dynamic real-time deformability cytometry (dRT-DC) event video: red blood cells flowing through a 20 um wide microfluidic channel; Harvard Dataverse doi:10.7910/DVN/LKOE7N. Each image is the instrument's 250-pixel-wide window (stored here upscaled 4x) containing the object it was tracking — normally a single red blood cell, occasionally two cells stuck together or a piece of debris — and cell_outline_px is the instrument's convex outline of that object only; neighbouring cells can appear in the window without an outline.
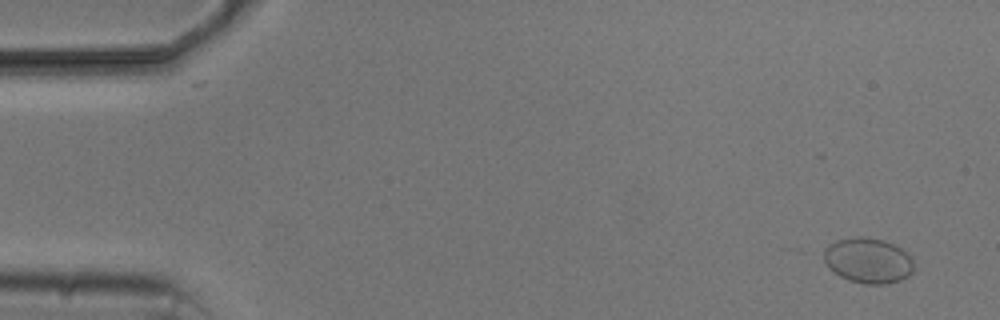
{"species": "common noctule bat (a hibernating species)", "species_latin": "Nyctalus noctula", "temperature_condition": "cold", "stored_images_in_passage": 4, "camera_frame_rate_fps": 3000, "um_per_image_px": 0.085, "animal": {"sex": "male", "body_mass_g": 20.5, "forearm_length_mm": 52.5}, "frame": {"image": 1, "passage_image": 1, "time_ms": 0.0, "image_size_px": [1000, 320], "cell_outline_px": [[912, 272], [908, 276], [900, 280], [888, 284], [864, 284], [848, 280], [840, 276], [824, 260], [820, 252], [828, 244], [836, 240], [852, 236], [864, 236], [884, 240], [896, 244], [908, 252], [912, 260]], "centroid_in_image_um": [73.78, 22.11], "position_along_channel_um": 11.2, "area_um2": 24.16}}
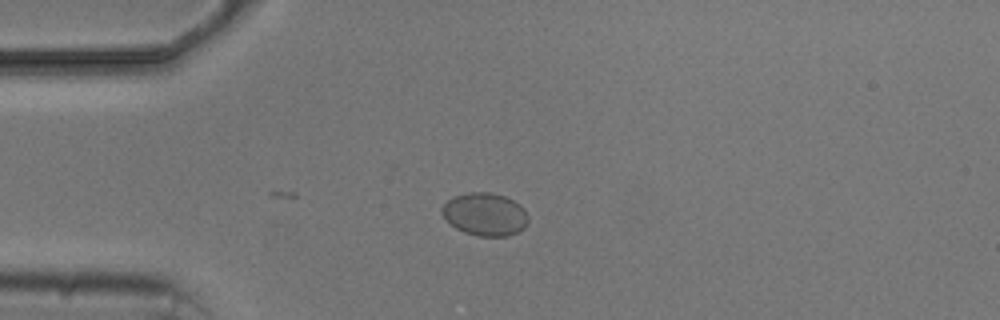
{"frame": {"image": 2, "passage_image": 4, "time_ms": 3.667, "image_size_px": [1000, 320], "cell_outline_px": [[528, 224], [524, 228], [508, 236], [480, 236], [464, 232], [456, 228], [440, 212], [440, 208], [452, 196], [468, 192], [488, 192], [504, 196], [520, 204], [524, 208], [528, 216]], "centroid_in_image_um": [41.23, 18.2], "position_along_channel_um": 43.8, "area_um2": 21.56}}